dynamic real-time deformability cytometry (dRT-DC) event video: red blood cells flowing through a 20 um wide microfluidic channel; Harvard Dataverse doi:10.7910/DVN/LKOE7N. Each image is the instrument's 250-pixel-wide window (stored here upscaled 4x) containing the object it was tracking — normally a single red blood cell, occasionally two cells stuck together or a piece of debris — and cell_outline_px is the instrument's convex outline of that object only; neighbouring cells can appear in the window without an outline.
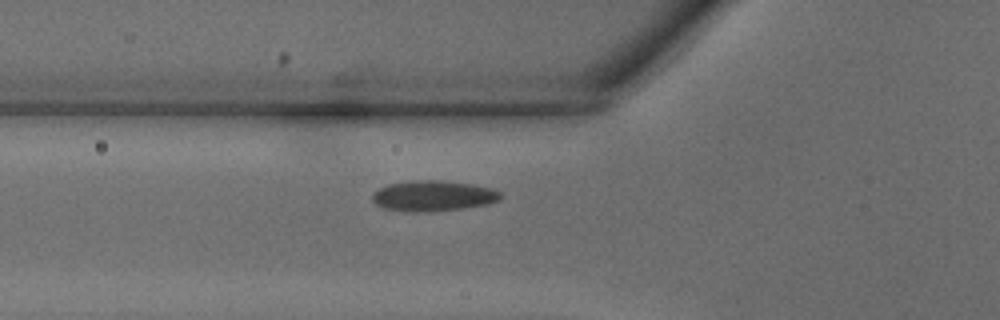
{"species": "common noctule bat (a hibernating species)", "species_latin": "Nyctalus noctula", "temperature_condition": "warm", "stored_images_in_passage": 28, "camera_frame_rate_fps": 3000, "um_per_image_px": 0.085, "animal": {"sex": "male", "body_mass_g": 18.8}, "frame": {"image": 1, "passage_image": 3, "time_ms": 0.667, "image_size_px": [1000, 320], "cell_outline_px": [[504, 196], [500, 200], [488, 204], [464, 208], [384, 208], [376, 204], [372, 200], [372, 192], [388, 184], [416, 180], [436, 180], [472, 184], [492, 188], [500, 192]], "centroid_in_image_um": [36.9, 16.58], "position_along_channel_um": 88.9, "area_um2": 21.56}}
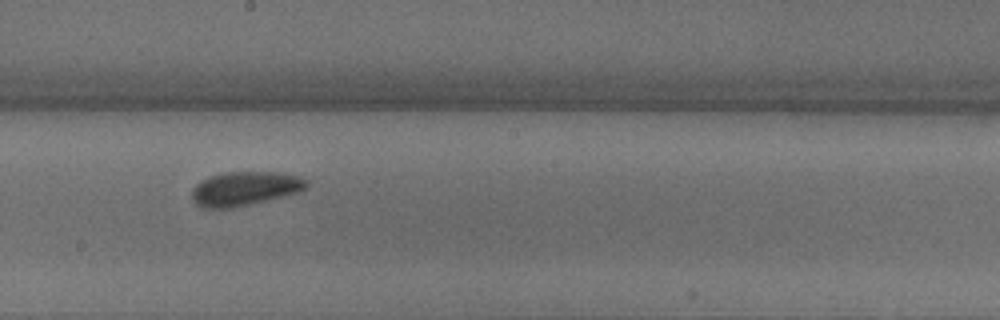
{"frame": {"image": 2, "passage_image": 11, "time_ms": 3.333, "image_size_px": [1000, 320], "cell_outline_px": [[308, 184], [304, 188], [296, 192], [232, 208], [200, 208], [192, 200], [192, 188], [200, 180], [224, 172], [280, 172], [296, 176], [308, 180]], "centroid_in_image_um": [20.73, 16.02], "position_along_channel_um": 227.5, "area_um2": 22.43}}
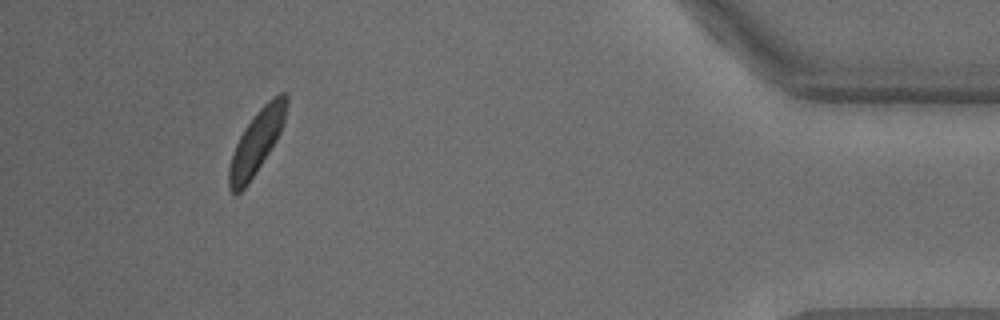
{"frame": {"image": 3, "passage_image": 25, "time_ms": 8.0, "image_size_px": [1000, 320], "cell_outline_px": [[288, 100], [284, 124], [276, 140], [248, 184], [236, 196], [232, 196], [228, 188], [228, 168], [232, 152], [244, 128], [256, 112], [268, 100], [280, 92], [284, 92], [288, 96]], "centroid_in_image_um": [21.78, 12.09], "position_along_channel_um": 413.4, "area_um2": 21.27}}